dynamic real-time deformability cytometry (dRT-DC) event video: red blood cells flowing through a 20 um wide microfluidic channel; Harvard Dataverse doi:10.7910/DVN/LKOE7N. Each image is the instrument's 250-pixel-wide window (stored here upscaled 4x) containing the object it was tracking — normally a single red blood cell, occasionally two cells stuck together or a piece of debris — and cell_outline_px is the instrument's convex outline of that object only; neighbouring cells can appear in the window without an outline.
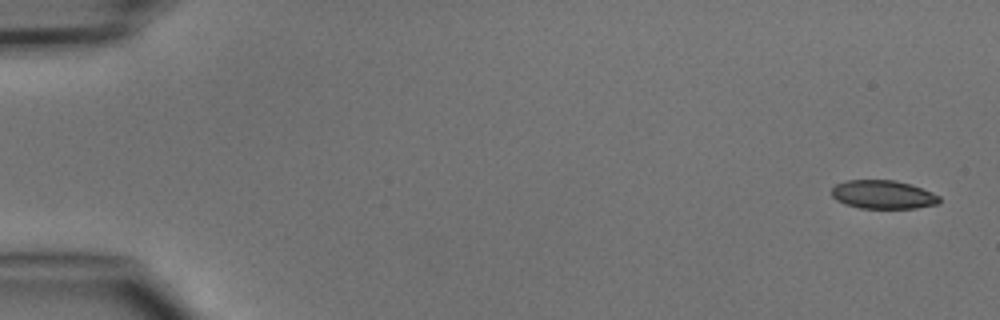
{"species": "common noctule bat (a hibernating species)", "species_latin": "Nyctalus noctula", "temperature_condition": "cold", "stored_images_in_passage": 4, "camera_frame_rate_fps": 3000, "um_per_image_px": 0.085, "animal": {"sex": "male", "body_mass_g": 15.6}, "frame": {"image": 1, "passage_image": 1, "time_ms": 0.0, "image_size_px": [1000, 320], "cell_outline_px": [[940, 200], [936, 204], [916, 208], [860, 208], [844, 204], [836, 200], [832, 196], [832, 188], [836, 184], [844, 180], [896, 180], [932, 192], [940, 196]], "centroid_in_image_um": [75.02, 16.54], "position_along_channel_um": 10.0, "area_um2": 17.86}}
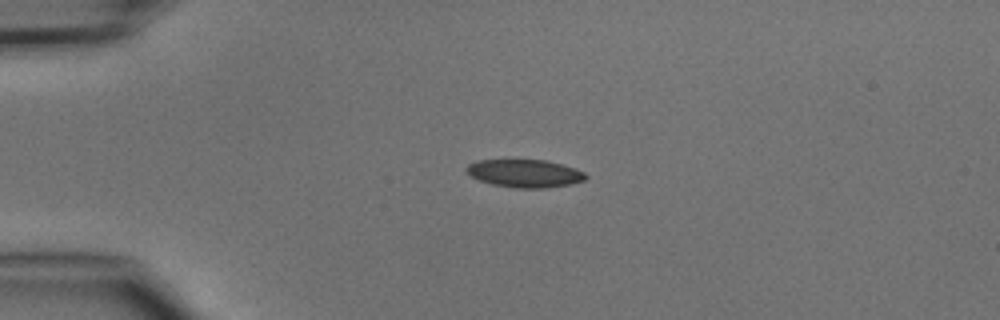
{"frame": {"image": 2, "passage_image": 3, "time_ms": 3.333, "image_size_px": [1000, 320], "cell_outline_px": [[588, 176], [584, 180], [572, 184], [544, 188], [516, 188], [492, 184], [480, 180], [472, 176], [464, 168], [468, 164], [476, 160], [544, 160], [560, 164], [584, 172]], "centroid_in_image_um": [44.59, 14.74], "position_along_channel_um": 40.4, "area_um2": 19.19}}